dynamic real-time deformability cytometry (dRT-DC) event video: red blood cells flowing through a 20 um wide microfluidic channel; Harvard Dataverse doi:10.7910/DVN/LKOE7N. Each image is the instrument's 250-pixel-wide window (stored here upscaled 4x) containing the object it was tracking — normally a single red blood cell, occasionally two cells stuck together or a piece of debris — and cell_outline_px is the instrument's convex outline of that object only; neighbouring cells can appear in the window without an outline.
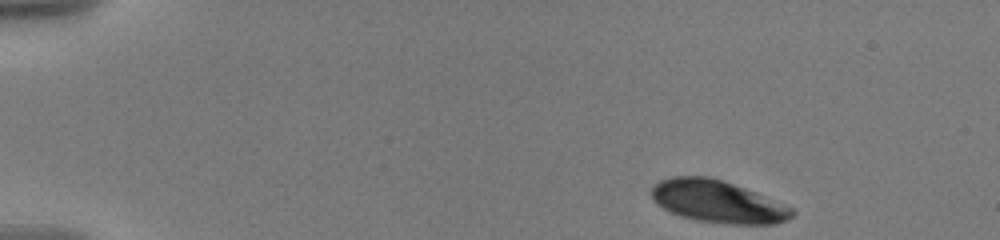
{"species": "human", "species_latin": "Homo sapiens", "temperature_condition": "warm", "stored_images_in_passage": 13, "camera_frame_rate_fps": 3000, "um_per_image_px": 0.085, "donor": {"sex": "male"}, "frame": {"image": 1, "passage_image": 1, "time_ms": 0.0, "image_size_px": [1000, 240], "cell_outline_px": [[796, 212], [792, 216], [784, 220], [772, 224], [728, 224], [696, 220], [680, 216], [656, 204], [652, 200], [652, 188], [660, 180], [672, 176], [708, 176], [756, 192], [792, 208]], "centroid_in_image_um": [60.97, 17.13], "position_along_channel_um": 24.0, "area_um2": 34.28}}
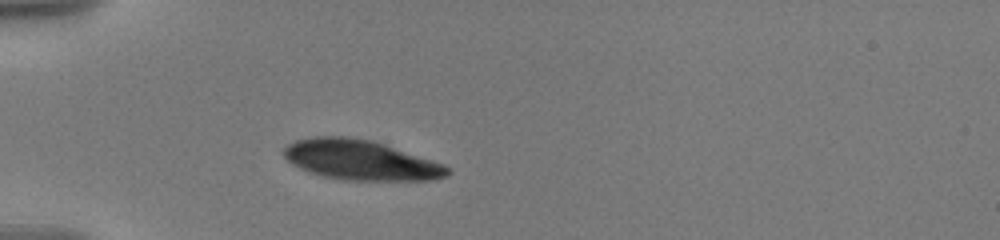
{"frame": {"image": 2, "passage_image": 11, "time_ms": 3.333, "image_size_px": [1000, 240], "cell_outline_px": [[452, 172], [448, 176], [432, 180], [344, 180], [324, 176], [308, 172], [292, 164], [284, 156], [284, 148], [288, 144], [296, 140], [312, 136], [348, 136], [372, 140], [444, 164]], "centroid_in_image_um": [30.64, 13.6], "position_along_channel_um": 54.4, "area_um2": 38.09}}